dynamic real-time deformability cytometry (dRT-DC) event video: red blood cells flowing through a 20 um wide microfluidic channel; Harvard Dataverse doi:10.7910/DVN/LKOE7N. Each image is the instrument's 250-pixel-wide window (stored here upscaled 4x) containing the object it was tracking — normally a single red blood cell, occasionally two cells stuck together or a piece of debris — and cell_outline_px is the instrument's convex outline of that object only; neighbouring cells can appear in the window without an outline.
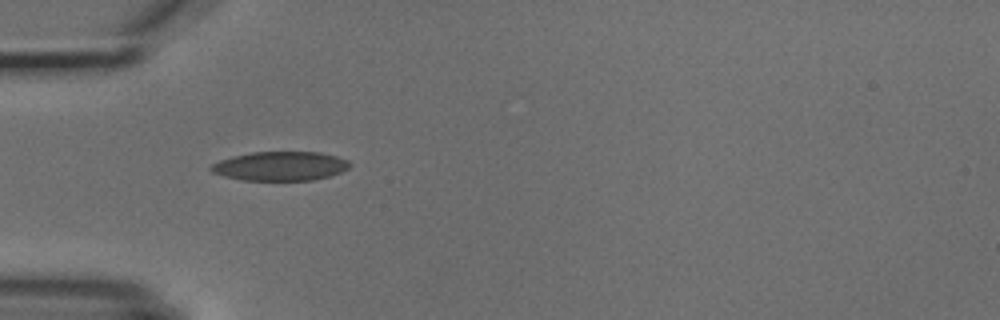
{"species": "common noctule bat (a hibernating species)", "species_latin": "Nyctalus noctula", "temperature_condition": "cold", "stored_images_in_passage": 6, "camera_frame_rate_fps": 3000, "um_per_image_px": 0.085, "animal": {"sex": "male", "body_mass_g": 18.8}, "frame": {"image": 1, "passage_image": 5, "time_ms": 5.333, "image_size_px": [1000, 320], "cell_outline_px": [[352, 164], [348, 168], [340, 172], [328, 176], [312, 180], [244, 180], [224, 176], [212, 172], [208, 168], [212, 164], [220, 160], [232, 156], [252, 152], [320, 152], [336, 156], [348, 160]], "centroid_in_image_um": [23.82, 14.11], "position_along_channel_um": 61.2, "area_um2": 23.47}}
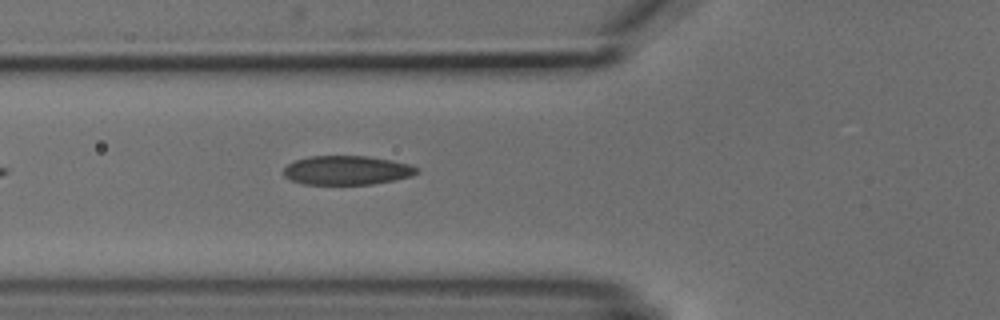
{"frame": {"image": 2, "passage_image": 6, "time_ms": 6.333, "image_size_px": [1000, 320], "cell_outline_px": [[420, 172], [412, 176], [372, 184], [304, 184], [292, 180], [284, 176], [284, 168], [288, 164], [296, 160], [312, 156], [368, 156], [412, 164]], "centroid_in_image_um": [29.5, 14.47], "position_along_channel_um": 96.3, "area_um2": 22.43}}